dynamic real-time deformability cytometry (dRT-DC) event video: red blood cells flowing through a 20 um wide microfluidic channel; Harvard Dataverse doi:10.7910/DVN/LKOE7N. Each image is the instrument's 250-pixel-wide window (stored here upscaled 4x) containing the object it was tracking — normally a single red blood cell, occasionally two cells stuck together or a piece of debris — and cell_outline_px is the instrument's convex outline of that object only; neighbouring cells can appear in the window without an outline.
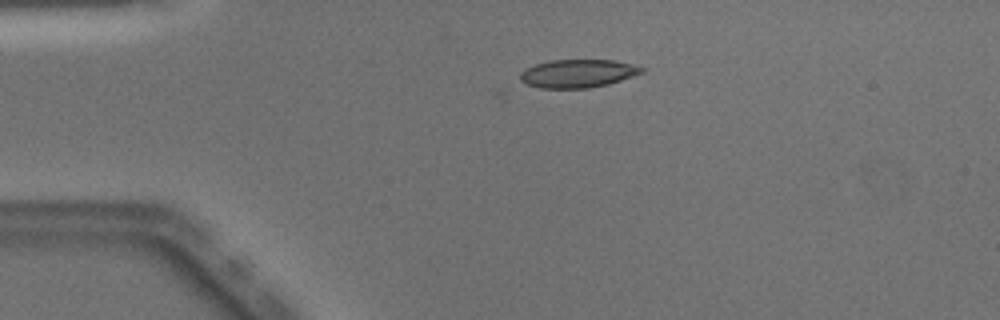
{"species": "Egyptian fruit bat (a non-hibernating species)", "species_latin": "Rousettus aegyptiacus", "temperature_condition": "warm", "stored_images_in_passage": 5, "camera_frame_rate_fps": 3000, "um_per_image_px": 0.085, "animal": {"sex": "male"}, "frame": {"image": 1, "passage_image": 1, "time_ms": 0.0, "image_size_px": [1000, 320], "cell_outline_px": [[644, 72], [608, 84], [588, 88], [540, 88], [528, 84], [520, 80], [520, 72], [536, 64], [552, 60], [616, 60], [632, 64], [644, 68]], "centroid_in_image_um": [49.13, 6.24], "position_along_channel_um": 35.9, "area_um2": 19.77}}